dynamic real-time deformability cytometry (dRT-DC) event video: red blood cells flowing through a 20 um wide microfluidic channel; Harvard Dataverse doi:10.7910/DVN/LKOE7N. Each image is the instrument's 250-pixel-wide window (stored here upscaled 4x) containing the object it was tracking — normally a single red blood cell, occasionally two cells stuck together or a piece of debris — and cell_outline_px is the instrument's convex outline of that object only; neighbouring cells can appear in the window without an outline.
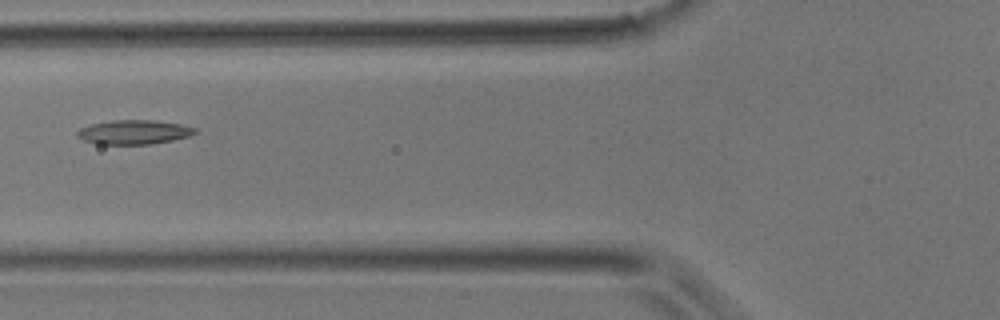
{"species": "common noctule bat (a hibernating species)", "species_latin": "Nyctalus noctula", "temperature_condition": "room temperature", "stored_images_in_passage": 4, "camera_frame_rate_fps": 3000, "um_per_image_px": 0.085, "animal": {"sex": "male", "body_mass_g": 17.9}, "frame": {"image": 1, "passage_image": 4, "time_ms": 1.0, "image_size_px": [1000, 320], "cell_outline_px": [[196, 132], [188, 136], [172, 140], [148, 144], [96, 144], [84, 140], [76, 136], [76, 132], [80, 128], [92, 124], [112, 120], [152, 120], [180, 124], [196, 128]], "centroid_in_image_um": [11.34, 11.23], "position_along_channel_um": 114.5, "area_um2": 16.47}}